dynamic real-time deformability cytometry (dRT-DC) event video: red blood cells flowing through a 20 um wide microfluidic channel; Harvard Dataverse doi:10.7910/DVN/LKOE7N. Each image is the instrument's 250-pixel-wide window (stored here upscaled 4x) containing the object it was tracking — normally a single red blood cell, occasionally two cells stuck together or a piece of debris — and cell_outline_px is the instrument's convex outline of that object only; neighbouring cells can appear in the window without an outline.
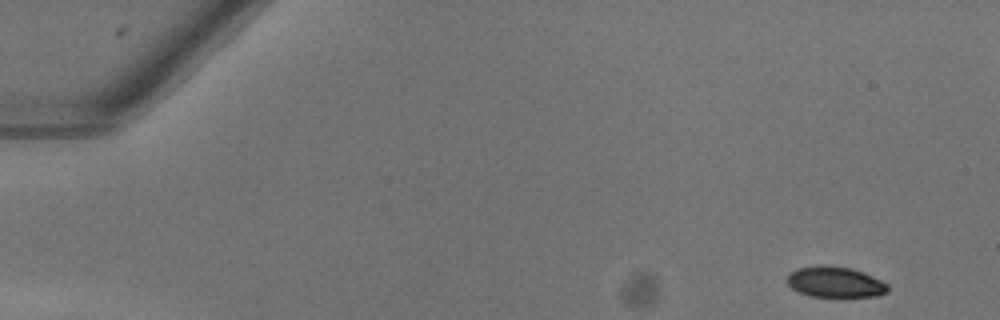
{"species": "common noctule bat (a hibernating species)", "species_latin": "Nyctalus noctula", "temperature_condition": "warm", "stored_images_in_passage": 30, "camera_frame_rate_fps": 3000, "um_per_image_px": 0.085, "animal": {"sex": "female"}, "frame": {"image": 1, "passage_image": 1, "time_ms": 0.0, "image_size_px": [1000, 320], "cell_outline_px": [[888, 292], [880, 296], [808, 296], [792, 288], [784, 280], [788, 272], [796, 268], [820, 264], [824, 264], [852, 268], [864, 272], [888, 284]], "centroid_in_image_um": [70.94, 23.95], "position_along_channel_um": 14.1, "area_um2": 18.38}}
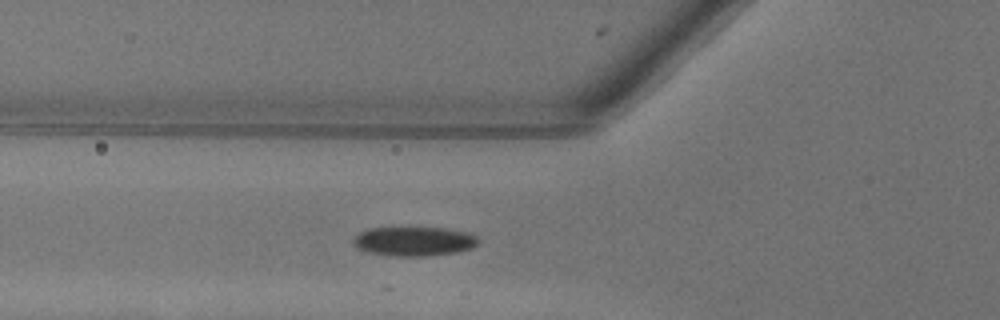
{"frame": {"image": 2, "passage_image": 17, "time_ms": 5.333, "image_size_px": [1000, 320], "cell_outline_px": [[480, 240], [472, 248], [456, 252], [428, 256], [392, 256], [368, 252], [356, 248], [352, 240], [360, 232], [368, 228], [400, 224], [448, 228], [468, 232], [476, 236]], "centroid_in_image_um": [35.16, 20.45], "position_along_channel_um": 90.6, "area_um2": 22.54}}
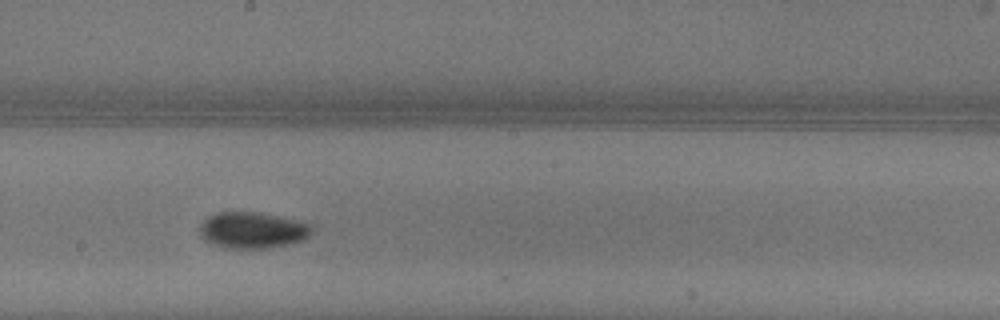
{"frame": {"image": 3, "passage_image": 27, "time_ms": 8.667, "image_size_px": [1000, 320], "cell_outline_px": [[312, 232], [304, 240], [288, 244], [264, 248], [232, 248], [216, 244], [204, 240], [200, 236], [200, 224], [208, 216], [216, 212], [260, 212], [300, 220], [312, 224]], "centroid_in_image_um": [21.49, 19.54], "position_along_channel_um": 226.7, "area_um2": 23.76}}